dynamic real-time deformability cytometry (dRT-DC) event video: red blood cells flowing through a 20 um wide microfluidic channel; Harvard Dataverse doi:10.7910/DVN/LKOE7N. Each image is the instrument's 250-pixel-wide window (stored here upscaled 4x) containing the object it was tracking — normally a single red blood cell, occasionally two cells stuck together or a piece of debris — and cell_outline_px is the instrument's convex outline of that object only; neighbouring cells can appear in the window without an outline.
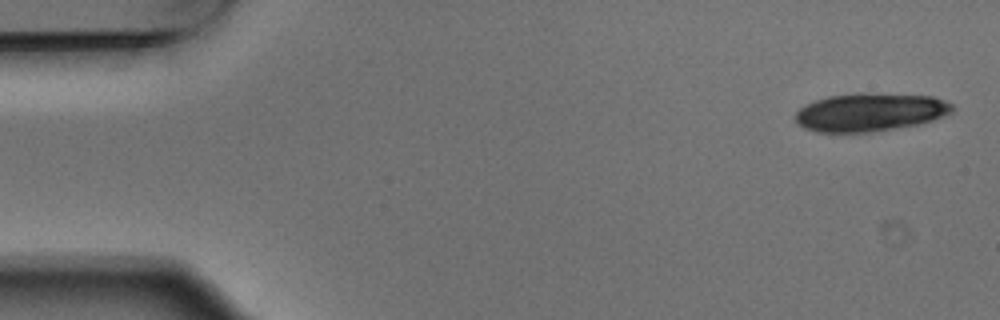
{"species": "Egyptian fruit bat (a non-hibernating species)", "species_latin": "Rousettus aegyptiacus", "temperature_condition": "warm", "stored_images_in_passage": 5, "camera_frame_rate_fps": 3000, "um_per_image_px": 0.085, "animal": {"sex": "male"}, "frame": {"image": 1, "passage_image": 1, "time_ms": 0.0, "image_size_px": [1000, 320], "cell_outline_px": [[952, 112], [944, 116], [920, 124], [868, 132], [816, 132], [804, 128], [796, 120], [796, 112], [804, 104], [828, 96], [860, 92], [864, 92], [932, 96], [944, 100], [952, 104]], "centroid_in_image_um": [73.95, 9.52], "position_along_channel_um": 11.1, "area_um2": 34.97}}